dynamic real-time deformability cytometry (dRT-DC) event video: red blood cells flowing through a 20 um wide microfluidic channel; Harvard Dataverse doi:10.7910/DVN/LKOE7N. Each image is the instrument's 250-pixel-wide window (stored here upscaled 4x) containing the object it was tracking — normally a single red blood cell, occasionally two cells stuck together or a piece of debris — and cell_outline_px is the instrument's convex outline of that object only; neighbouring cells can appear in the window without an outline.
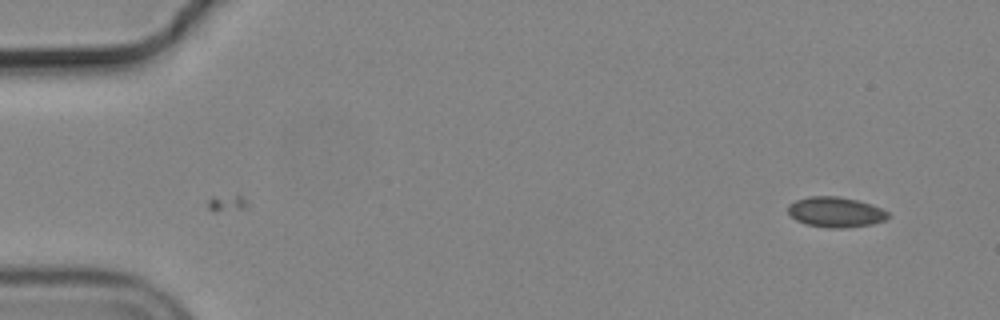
{"species": "common noctule bat (a hibernating species)", "species_latin": "Nyctalus noctula", "temperature_condition": "cold", "stored_images_in_passage": 9, "camera_frame_rate_fps": 3000, "um_per_image_px": 0.085, "animal": {"sex": "male", "body_mass_g": 19.2, "forearm_length_mm": 51.8}, "frame": {"image": 1, "passage_image": 9, "time_ms": 2.667, "image_size_px": [1000, 320], "cell_outline_px": [[892, 216], [884, 220], [872, 224], [844, 228], [828, 228], [804, 224], [796, 220], [788, 212], [788, 204], [796, 200], [808, 196], [836, 196], [856, 200], [872, 204], [888, 212]], "centroid_in_image_um": [71.02, 18.03], "position_along_channel_um": 14.0, "area_um2": 17.74}}